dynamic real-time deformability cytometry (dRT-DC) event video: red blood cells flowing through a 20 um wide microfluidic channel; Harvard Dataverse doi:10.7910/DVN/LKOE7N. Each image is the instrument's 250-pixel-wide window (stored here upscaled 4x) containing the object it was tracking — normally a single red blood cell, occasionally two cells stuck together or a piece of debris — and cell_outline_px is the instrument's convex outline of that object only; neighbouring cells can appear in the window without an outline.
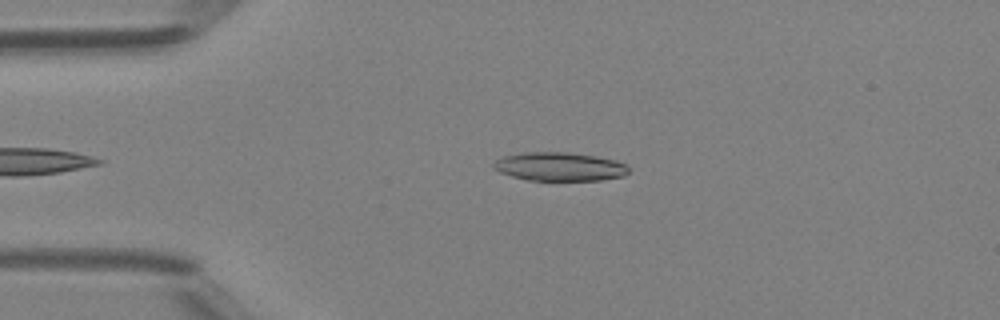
{"species": "Egyptian fruit bat (a non-hibernating species)", "species_latin": "Rousettus aegyptiacus", "temperature_condition": "room temperature", "stored_images_in_passage": 31, "camera_frame_rate_fps": 3000, "um_per_image_px": 0.085, "animal": {"sex": "female"}, "frame": {"image": 1, "passage_image": 2, "time_ms": 0.333, "image_size_px": [1000, 320], "cell_outline_px": [[628, 172], [624, 176], [600, 180], [528, 180], [512, 176], [500, 172], [492, 164], [496, 160], [504, 156], [524, 152], [568, 152], [596, 156], [616, 160], [628, 164]], "centroid_in_image_um": [47.6, 14.16], "position_along_channel_um": 37.4, "area_um2": 22.48}}
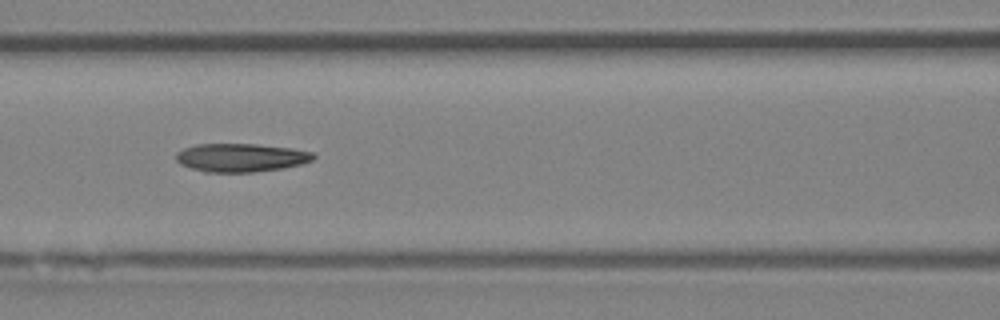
{"frame": {"image": 2, "passage_image": 12, "time_ms": 3.667, "image_size_px": [1000, 320], "cell_outline_px": [[316, 156], [312, 160], [300, 164], [284, 168], [252, 172], [204, 172], [180, 164], [176, 160], [176, 152], [184, 148], [196, 144], [256, 144], [292, 148], [312, 152]], "centroid_in_image_um": [20.46, 13.39], "position_along_channel_um": 146.1, "area_um2": 22.72}}
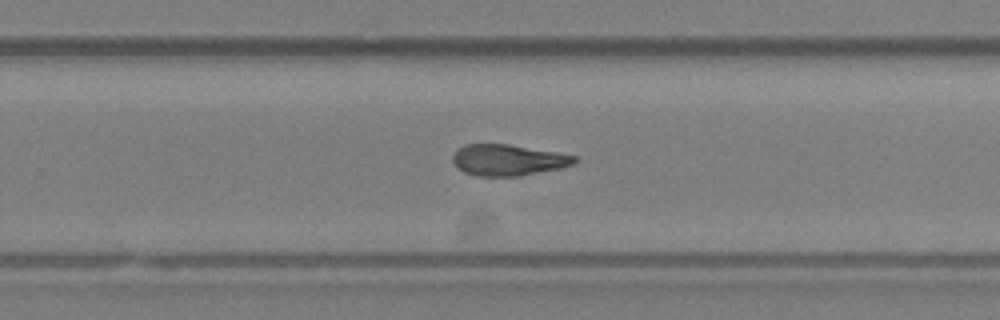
{"frame": {"image": 3, "passage_image": 22, "time_ms": 7.0, "image_size_px": [1000, 320], "cell_outline_px": [[576, 160], [572, 164], [560, 168], [516, 176], [480, 176], [464, 172], [452, 160], [452, 156], [456, 148], [464, 144], [508, 144], [556, 152], [576, 156]], "centroid_in_image_um": [43.14, 13.59], "position_along_channel_um": 286.7, "area_um2": 21.85}, "authors_computed_cell_mechanics": {"area_um2": 22.4842, "velocity_mm_per_s": 4.2364, "shape_relaxation_time_tau1_ms": 8.5506, "shape_relaxation_time_tau2_ms": 6.9135, "deformation_change_tau1": 0.2583, "deformation_change_tau2": 0.1851}}